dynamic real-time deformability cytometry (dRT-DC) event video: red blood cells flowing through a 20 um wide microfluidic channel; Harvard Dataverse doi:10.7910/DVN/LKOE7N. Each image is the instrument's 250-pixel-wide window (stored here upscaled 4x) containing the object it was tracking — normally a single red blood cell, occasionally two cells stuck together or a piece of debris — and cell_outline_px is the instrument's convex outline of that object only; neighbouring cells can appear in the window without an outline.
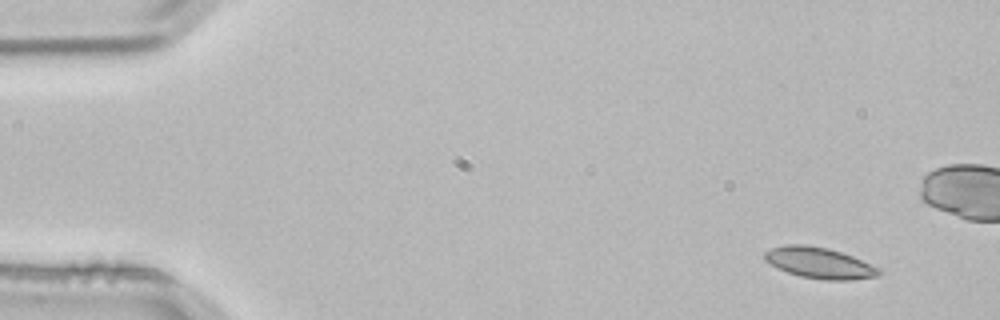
{"species": "common noctule bat (a hibernating species)", "species_latin": "Nyctalus noctula", "temperature_condition": "room temperature", "stored_images_in_passage": 3, "camera_frame_rate_fps": 3000, "um_per_image_px": 0.085, "animal": {"sex": "male", "body_mass_g": 21.5, "forearm_length_mm": 52.0}, "frame": {"image": 1, "passage_image": 1, "time_ms": 0.0, "image_size_px": [1000, 320], "cell_outline_px": [[884, 272], [876, 276], [852, 280], [824, 280], [800, 276], [776, 268], [764, 260], [764, 252], [772, 248], [784, 244], [804, 244], [828, 248], [852, 256], [880, 268]], "centroid_in_image_um": [69.63, 22.35], "position_along_channel_um": 15.4, "area_um2": 20.75}}